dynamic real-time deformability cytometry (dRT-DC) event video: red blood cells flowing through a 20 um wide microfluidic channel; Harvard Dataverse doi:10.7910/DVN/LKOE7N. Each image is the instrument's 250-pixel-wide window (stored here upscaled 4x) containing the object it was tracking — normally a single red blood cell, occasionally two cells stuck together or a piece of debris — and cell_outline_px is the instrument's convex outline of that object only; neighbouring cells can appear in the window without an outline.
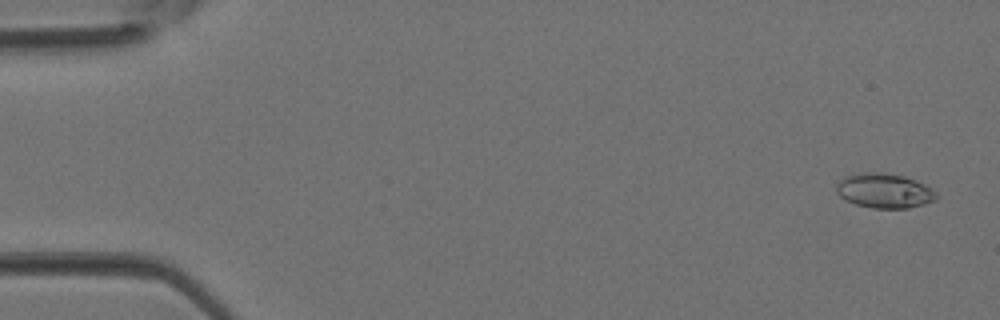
{"species": "Egyptian fruit bat (a non-hibernating species)", "species_latin": "Rousettus aegyptiacus", "temperature_condition": "room temperature", "stored_images_in_passage": 38, "camera_frame_rate_fps": 3000, "um_per_image_px": 0.085, "animal": {"sex": "female"}, "frame": {"image": 1, "passage_image": 2, "time_ms": 0.333, "image_size_px": [1000, 320], "cell_outline_px": [[936, 200], [924, 204], [908, 208], [872, 208], [856, 204], [840, 196], [836, 192], [836, 184], [844, 176], [864, 172], [884, 172], [904, 176], [924, 184], [936, 192]], "centroid_in_image_um": [75.15, 16.2], "position_along_channel_um": 9.8, "area_um2": 20.11}}
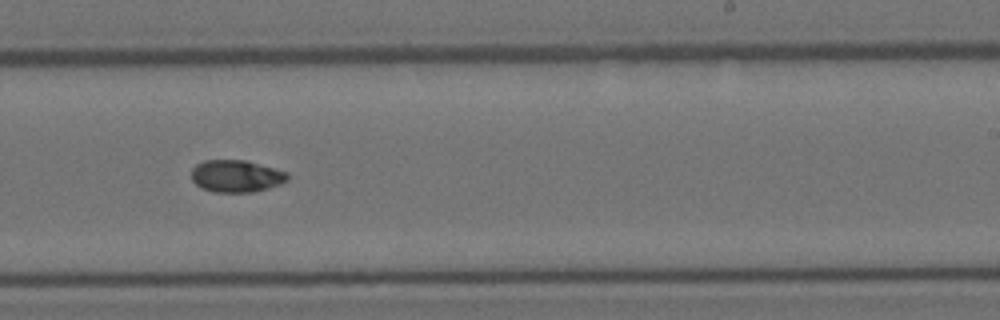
{"frame": {"image": 2, "passage_image": 24, "time_ms": 7.667, "image_size_px": [1000, 320], "cell_outline_px": [[288, 180], [280, 184], [268, 188], [252, 192], [212, 192], [200, 188], [192, 180], [192, 168], [196, 164], [204, 160], [248, 160], [288, 172]], "centroid_in_image_um": [20.08, 14.96], "position_along_channel_um": 268.9, "area_um2": 18.21}}
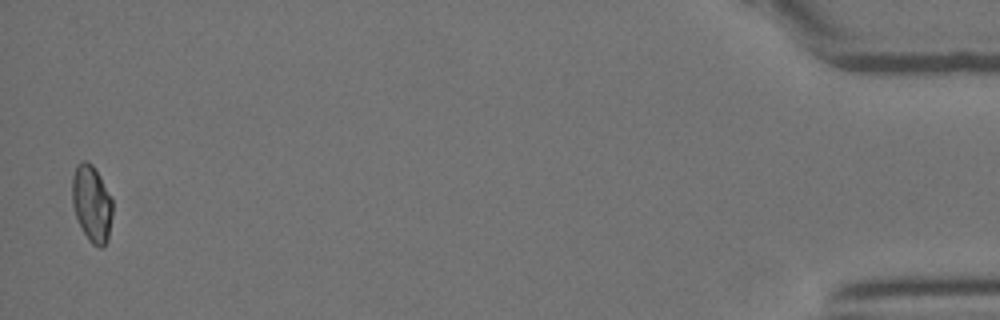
{"frame": {"image": 3, "passage_image": 38, "time_ms": 12.333, "image_size_px": [1000, 320], "cell_outline_px": [[112, 216], [108, 240], [104, 248], [100, 248], [92, 244], [88, 240], [76, 216], [72, 204], [72, 176], [76, 164], [80, 160], [88, 160], [92, 164], [100, 176], [112, 200]], "centroid_in_image_um": [7.79, 17.29], "position_along_channel_um": 427.4, "area_um2": 18.21}}